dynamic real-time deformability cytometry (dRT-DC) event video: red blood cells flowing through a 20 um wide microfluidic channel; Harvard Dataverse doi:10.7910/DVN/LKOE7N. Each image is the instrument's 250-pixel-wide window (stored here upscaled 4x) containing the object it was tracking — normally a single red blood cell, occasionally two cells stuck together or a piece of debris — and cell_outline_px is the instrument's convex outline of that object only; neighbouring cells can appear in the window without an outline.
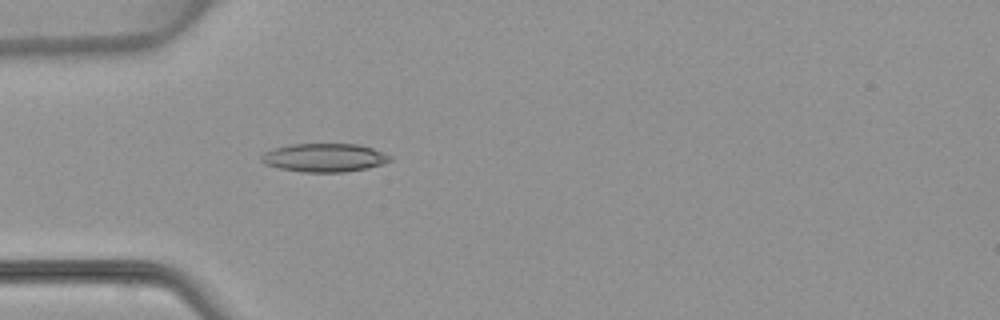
{"species": "common noctule bat (a hibernating species)", "species_latin": "Nyctalus noctula", "temperature_condition": "warm", "stored_images_in_passage": 3, "camera_frame_rate_fps": 3000, "um_per_image_px": 0.085, "animal": {"sex": "female", "body_mass_g": 22.7, "forearm_length_mm": 54.2}, "frame": {"image": 1, "passage_image": 3, "time_ms": 4.0, "image_size_px": [1000, 320], "cell_outline_px": [[392, 160], [384, 164], [368, 168], [344, 172], [304, 172], [280, 168], [264, 164], [260, 160], [260, 156], [264, 152], [288, 144], [356, 144], [372, 148], [384, 152], [392, 156]], "centroid_in_image_um": [27.59, 13.4], "position_along_channel_um": 57.4, "area_um2": 21.44}}